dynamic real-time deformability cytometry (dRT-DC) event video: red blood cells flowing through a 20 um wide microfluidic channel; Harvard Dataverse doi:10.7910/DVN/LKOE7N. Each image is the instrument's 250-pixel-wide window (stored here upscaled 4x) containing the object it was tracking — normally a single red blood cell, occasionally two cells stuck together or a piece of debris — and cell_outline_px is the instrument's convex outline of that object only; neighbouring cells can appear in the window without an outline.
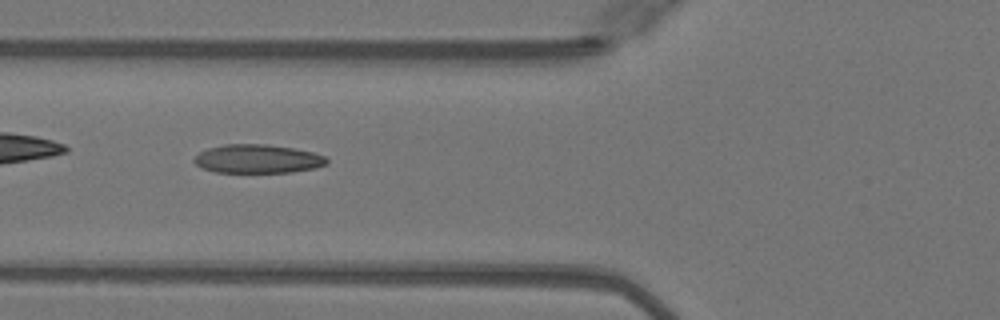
{"species": "Egyptian fruit bat (a non-hibernating species)", "species_latin": "Rousettus aegyptiacus", "temperature_condition": "warm", "stored_images_in_passage": 41, "segment_of_instrument_passage": [1, 2], "camera_frame_rate_fps": 3000, "um_per_image_px": 0.085, "animal": {"sex": "female"}, "frame": {"image": 1, "passage_image": 9, "time_ms": 2.667, "image_size_px": [1000, 320], "cell_outline_px": [[328, 164], [316, 168], [288, 172], [216, 172], [200, 168], [192, 160], [200, 152], [208, 148], [224, 144], [264, 144], [292, 148], [312, 152], [324, 156], [328, 160]], "centroid_in_image_um": [21.88, 13.5], "position_along_channel_um": 103.9, "area_um2": 22.08}}
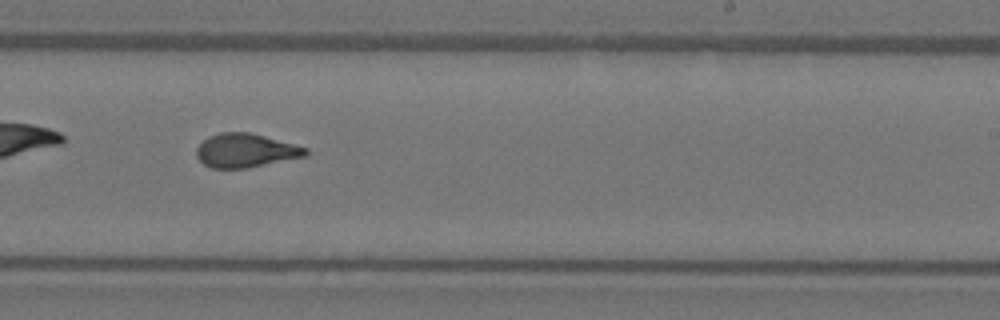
{"frame": {"image": 2, "passage_image": 21, "time_ms": 6.667, "image_size_px": [1000, 320], "cell_outline_px": [[308, 156], [248, 168], [212, 168], [204, 164], [196, 156], [196, 148], [208, 136], [220, 132], [248, 132], [264, 136], [308, 148]], "centroid_in_image_um": [20.88, 12.8], "position_along_channel_um": 268.1, "area_um2": 21.5}}
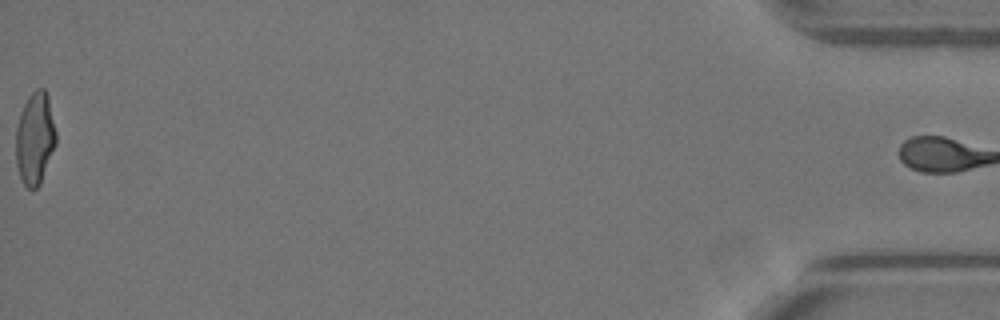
{"frame": {"image": 3, "passage_image": 40, "time_ms": 13.0, "image_size_px": [1000, 320], "cell_outline_px": [[56, 144], [40, 184], [36, 188], [28, 188], [24, 184], [20, 176], [16, 164], [16, 128], [20, 112], [28, 96], [36, 88], [44, 88], [48, 96], [56, 132]], "centroid_in_image_um": [2.97, 11.74], "position_along_channel_um": 432.2, "area_um2": 21.56}}